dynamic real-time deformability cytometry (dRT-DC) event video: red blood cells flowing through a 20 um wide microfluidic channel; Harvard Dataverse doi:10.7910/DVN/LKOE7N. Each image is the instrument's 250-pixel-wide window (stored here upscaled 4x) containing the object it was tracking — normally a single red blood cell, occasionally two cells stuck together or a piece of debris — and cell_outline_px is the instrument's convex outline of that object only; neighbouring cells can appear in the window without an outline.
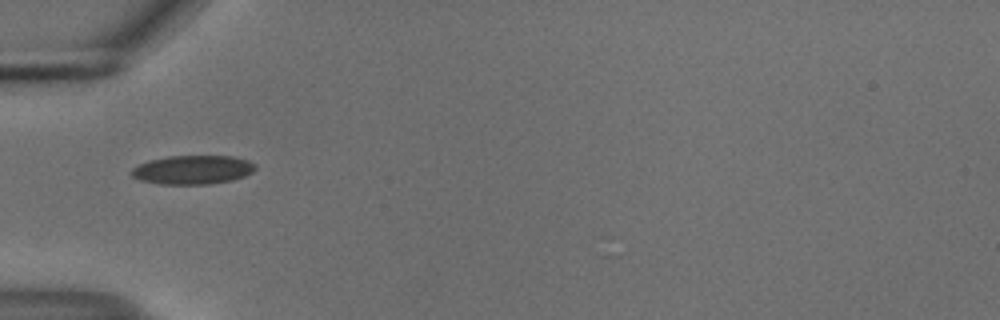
{"species": "common noctule bat (a hibernating species)", "species_latin": "Nyctalus noctula", "temperature_condition": "cold", "stored_images_in_passage": 23, "camera_frame_rate_fps": 3000, "um_per_image_px": 0.085, "animal": {"sex": "male", "body_mass_g": 18.8}, "frame": {"image": 1, "passage_image": 1, "time_ms": 0.0, "image_size_px": [1000, 320], "cell_outline_px": [[256, 168], [252, 172], [244, 176], [232, 180], [208, 184], [160, 184], [140, 180], [132, 176], [128, 172], [132, 168], [148, 160], [168, 156], [232, 156], [248, 160], [256, 164]], "centroid_in_image_um": [16.36, 14.43], "position_along_channel_um": 68.6, "area_um2": 20.92}}
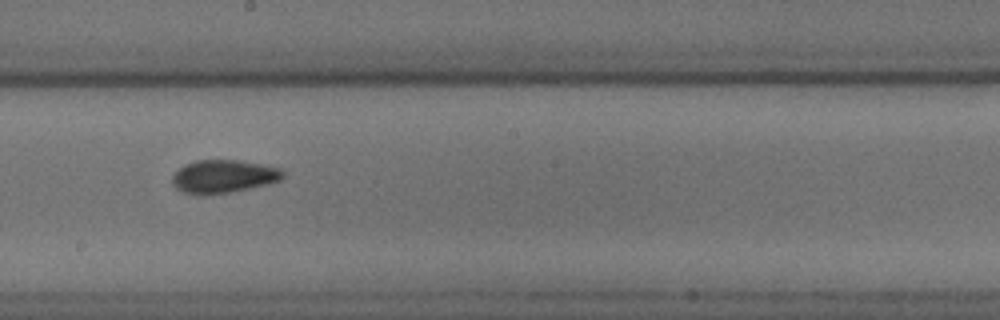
{"frame": {"image": 2, "passage_image": 14, "time_ms": 4.333, "image_size_px": [1000, 320], "cell_outline_px": [[284, 176], [280, 180], [268, 184], [232, 192], [200, 196], [180, 192], [172, 184], [172, 176], [184, 164], [196, 160], [240, 160], [264, 164], [280, 168], [284, 172]], "centroid_in_image_um": [18.98, 15.01], "position_along_channel_um": 229.2, "area_um2": 21.73}}
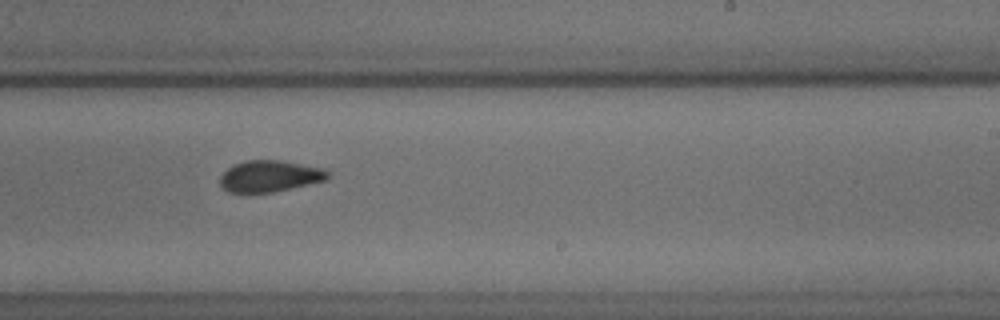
{"frame": {"image": 3, "passage_image": 17, "time_ms": 5.333, "image_size_px": [1000, 320], "cell_outline_px": [[328, 180], [272, 192], [228, 192], [220, 184], [220, 176], [232, 164], [244, 160], [284, 160], [324, 168], [328, 172]], "centroid_in_image_um": [22.94, 14.95], "position_along_channel_um": 266.1, "area_um2": 19.83}}